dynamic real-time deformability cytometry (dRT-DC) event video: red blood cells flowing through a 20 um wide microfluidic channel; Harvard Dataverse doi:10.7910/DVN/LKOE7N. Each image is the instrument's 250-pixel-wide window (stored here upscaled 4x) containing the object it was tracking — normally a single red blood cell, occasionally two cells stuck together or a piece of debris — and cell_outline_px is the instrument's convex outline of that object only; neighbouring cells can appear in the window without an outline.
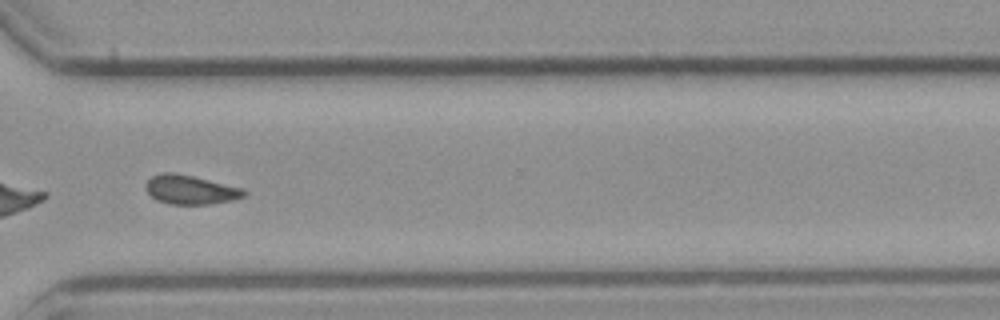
{"species": "common noctule bat (a hibernating species)", "species_latin": "Nyctalus noctula", "temperature_condition": "cold", "stored_images_in_passage": 47, "camera_frame_rate_fps": 3000, "um_per_image_px": 0.085, "animal": {"sex": "male", "body_mass_g": 23.1, "forearm_length_mm": 52.7}, "frame": {"image": 1, "passage_image": 40, "time_ms": 13.0, "image_size_px": [1000, 320], "cell_outline_px": [[248, 192], [244, 196], [232, 200], [208, 204], [172, 204], [156, 200], [144, 188], [144, 184], [152, 176], [160, 172], [172, 172], [192, 176], [244, 188]], "centroid_in_image_um": [16.17, 16.12], "position_along_channel_um": 354.4, "area_um2": 16.65}, "authors_computed_cell_mechanics": {"area_um2": 17.051, "velocity_mm_per_s": 3.6808, "shape_relaxation_time_tau1_ms": null, "shape_relaxation_time_tau2_ms": 4.0583, "deformation_change_tau1": null, "deformation_change_tau2": 0.0972}}